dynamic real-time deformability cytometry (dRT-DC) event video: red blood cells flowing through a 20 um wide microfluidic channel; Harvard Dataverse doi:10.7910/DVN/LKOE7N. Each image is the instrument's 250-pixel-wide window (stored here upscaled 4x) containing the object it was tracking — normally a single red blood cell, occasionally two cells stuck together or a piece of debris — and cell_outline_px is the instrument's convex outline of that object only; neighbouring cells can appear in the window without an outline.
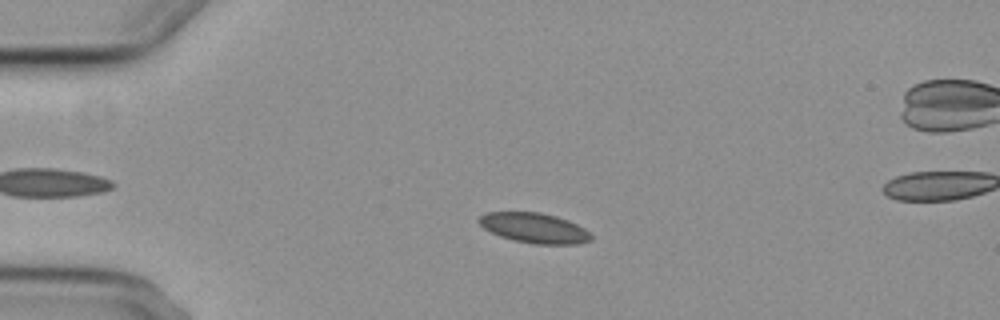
{"species": "common noctule bat (a hibernating species)", "species_latin": "Nyctalus noctula", "temperature_condition": "cold", "stored_images_in_passage": 6, "camera_frame_rate_fps": 3000, "um_per_image_px": 0.085, "animal": {"sex": "female", "body_mass_g": 29.2, "forearm_length_mm": 56.3}, "frame": {"image": 1, "passage_image": 4, "time_ms": 4.333, "image_size_px": [1000, 320], "cell_outline_px": [[592, 240], [576, 244], [536, 244], [512, 240], [500, 236], [484, 228], [476, 220], [484, 212], [540, 212], [556, 216], [568, 220], [584, 228], [592, 236]], "centroid_in_image_um": [45.4, 19.37], "position_along_channel_um": 39.6, "area_um2": 19.65}}